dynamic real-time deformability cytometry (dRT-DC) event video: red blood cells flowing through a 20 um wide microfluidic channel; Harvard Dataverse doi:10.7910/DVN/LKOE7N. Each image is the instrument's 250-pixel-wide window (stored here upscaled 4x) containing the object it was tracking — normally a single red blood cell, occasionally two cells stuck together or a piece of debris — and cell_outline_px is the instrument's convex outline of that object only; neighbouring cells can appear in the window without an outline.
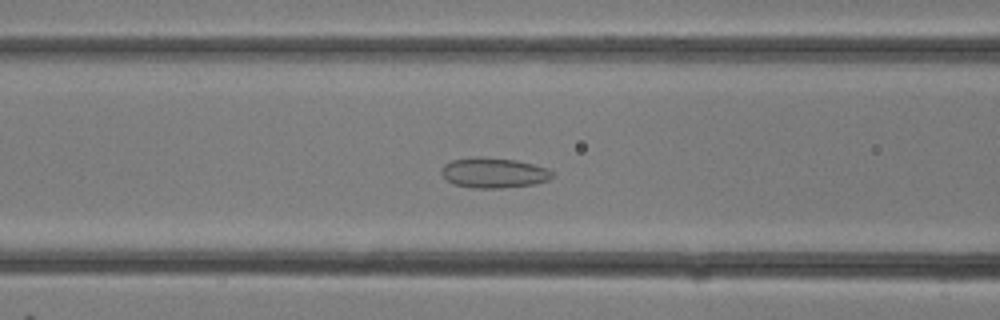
{"species": "common noctule bat (a hibernating species)", "species_latin": "Nyctalus noctula", "temperature_condition": "room temperature", "stored_images_in_passage": 32, "camera_frame_rate_fps": 3000, "um_per_image_px": 0.085, "animal": {"sex": "female"}, "frame": {"image": 1, "passage_image": 13, "time_ms": 4.0, "image_size_px": [1000, 320], "cell_outline_px": [[556, 176], [548, 180], [536, 184], [500, 188], [472, 188], [456, 184], [448, 180], [440, 172], [440, 168], [444, 164], [452, 160], [472, 156], [480, 156], [516, 160], [548, 168]], "centroid_in_image_um": [41.98, 14.68], "position_along_channel_um": 124.6, "area_um2": 19.71}}
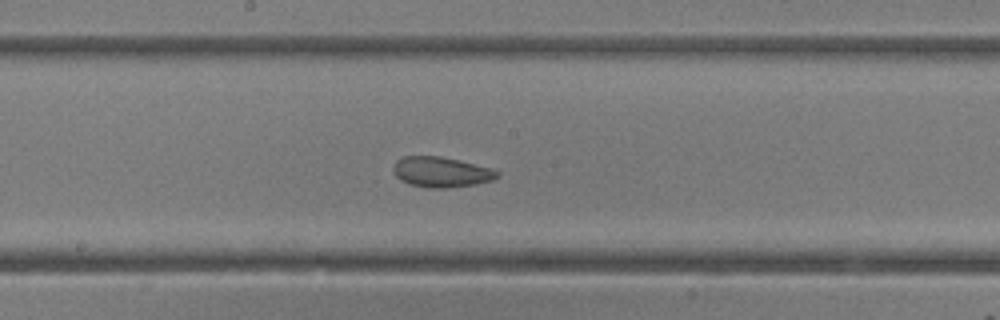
{"frame": {"image": 2, "passage_image": 17, "time_ms": 5.333, "image_size_px": [1000, 320], "cell_outline_px": [[500, 176], [492, 180], [476, 184], [444, 188], [428, 188], [408, 184], [400, 180], [392, 172], [392, 168], [396, 160], [404, 156], [440, 156], [492, 168], [500, 172]], "centroid_in_image_um": [37.48, 14.63], "position_along_channel_um": 210.7, "area_um2": 18.5}}
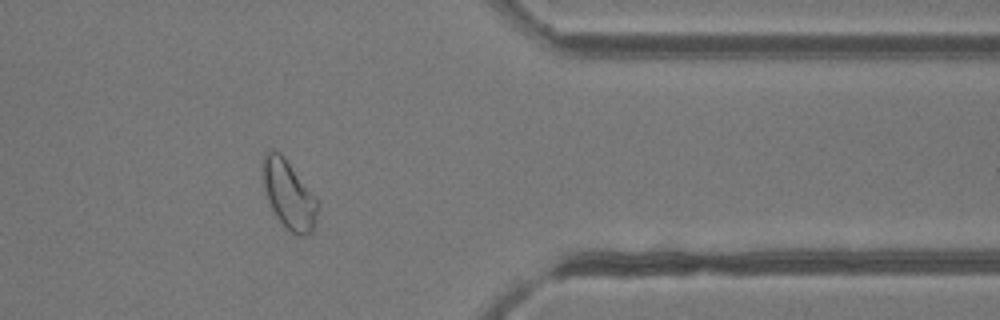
{"frame": {"image": 3, "passage_image": 26, "time_ms": 8.333, "image_size_px": [1000, 320], "cell_outline_px": [[316, 216], [312, 232], [308, 236], [300, 236], [292, 232], [276, 216], [268, 200], [260, 176], [260, 164], [264, 152], [268, 148], [272, 148], [280, 152], [284, 156], [316, 200]], "centroid_in_image_um": [24.45, 16.45], "position_along_channel_um": 387.0, "area_um2": 21.73}}